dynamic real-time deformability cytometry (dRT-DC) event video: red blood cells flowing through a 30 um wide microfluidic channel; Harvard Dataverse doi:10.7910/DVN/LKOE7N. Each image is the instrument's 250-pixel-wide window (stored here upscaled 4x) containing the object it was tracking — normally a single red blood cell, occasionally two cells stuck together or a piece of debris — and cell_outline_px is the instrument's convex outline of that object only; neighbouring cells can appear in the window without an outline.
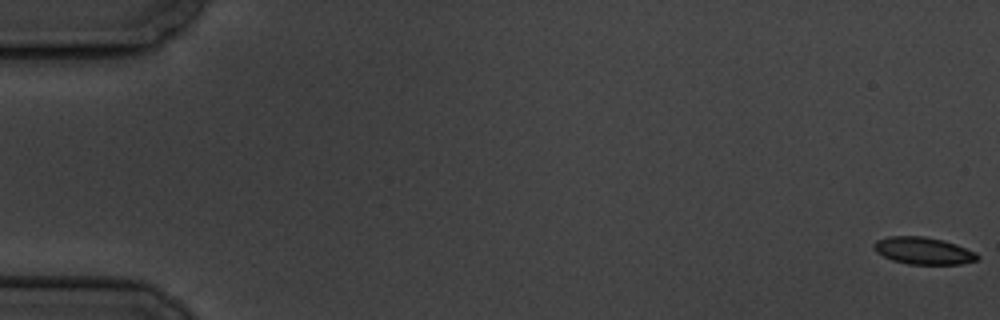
{"species": "common noctule bat (a hibernating species)", "species_latin": "Nyctalus noctula", "temperature_condition": "cold", "stored_images_in_passage": 7, "camera_frame_rate_fps": 3000, "um_per_image_px": 0.085, "animal": {"sex": "male", "body_mass_g": 19.5, "forearm_length_mm": 54.6}, "frame": {"image": 1, "passage_image": 1, "time_ms": 0.0, "image_size_px": [1000, 320], "cell_outline_px": [[980, 260], [960, 264], [908, 264], [892, 260], [876, 252], [872, 248], [872, 244], [876, 240], [888, 236], [924, 236], [944, 240], [956, 244], [976, 252], [980, 256]], "centroid_in_image_um": [78.49, 21.31], "position_along_channel_um": 6.5, "area_um2": 16.59}}
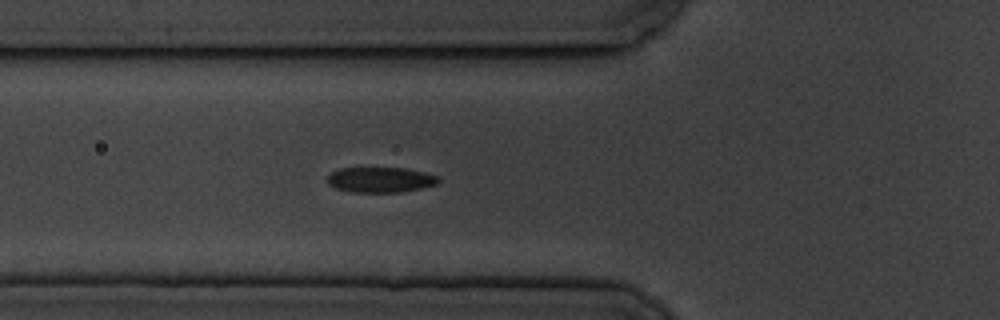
{"frame": {"image": 2, "passage_image": 7, "time_ms": 7.0, "image_size_px": [1000, 320], "cell_outline_px": [[440, 180], [436, 184], [420, 188], [400, 192], [352, 192], [336, 188], [328, 184], [328, 176], [336, 168], [408, 168], [440, 176]], "centroid_in_image_um": [32.35, 15.27], "position_along_channel_um": 93.5, "area_um2": 16.42}}